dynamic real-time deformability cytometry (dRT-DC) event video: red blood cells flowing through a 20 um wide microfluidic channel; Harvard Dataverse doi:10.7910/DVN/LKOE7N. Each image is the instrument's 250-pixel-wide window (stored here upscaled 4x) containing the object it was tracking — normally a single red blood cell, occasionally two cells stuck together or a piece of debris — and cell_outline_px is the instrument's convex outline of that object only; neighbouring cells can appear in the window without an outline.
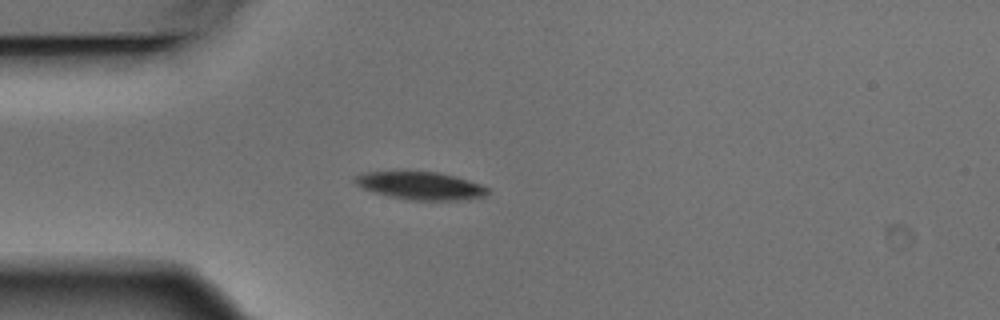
{"species": "Egyptian fruit bat (a non-hibernating species)", "species_latin": "Rousettus aegyptiacus", "temperature_condition": "warm", "stored_images_in_passage": 4, "camera_frame_rate_fps": 3000, "um_per_image_px": 0.085, "animal": {"sex": "male"}, "frame": {"image": 1, "passage_image": 4, "time_ms": 1.0, "image_size_px": [1000, 320], "cell_outline_px": [[488, 192], [484, 196], [468, 200], [412, 200], [388, 196], [372, 192], [360, 188], [352, 180], [352, 176], [364, 172], [404, 168], [408, 168], [436, 172], [456, 176], [480, 184], [488, 188]], "centroid_in_image_um": [35.63, 15.73], "position_along_channel_um": 49.4, "area_um2": 22.72}}